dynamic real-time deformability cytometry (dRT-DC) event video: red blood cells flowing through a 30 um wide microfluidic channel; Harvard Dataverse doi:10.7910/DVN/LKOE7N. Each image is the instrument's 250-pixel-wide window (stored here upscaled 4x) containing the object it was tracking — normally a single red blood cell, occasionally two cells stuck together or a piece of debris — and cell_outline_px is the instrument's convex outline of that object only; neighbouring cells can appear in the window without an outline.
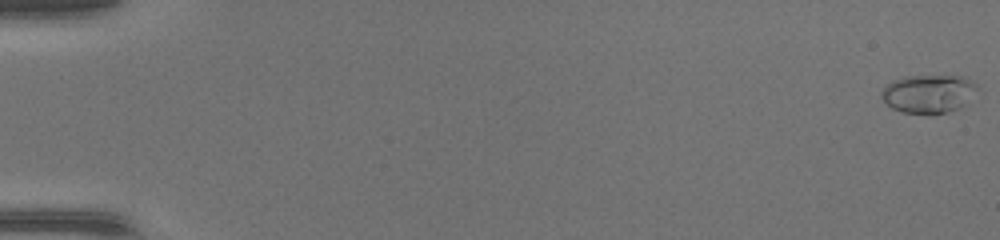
{"species": "common noctule bat (a hibernating species)", "species_latin": "Nyctalus noctula", "temperature_condition": "warm", "stored_images_in_passage": 48, "camera_frame_rate_fps": 3000, "um_per_image_px": 0.085, "animal": {"sex": "female", "body_mass_g": 17.0, "forearm_length_mm": 48.0}, "frame": {"image": 1, "passage_image": 1, "time_ms": 0.0, "image_size_px": [1000, 240], "cell_outline_px": [[976, 88], [968, 104], [960, 108], [948, 112], [928, 116], [900, 112], [892, 108], [880, 96], [880, 92], [884, 84], [892, 80], [904, 76], [968, 76], [976, 84]], "centroid_in_image_um": [78.9, 7.99], "position_along_channel_um": 6.1, "area_um2": 22.14}}
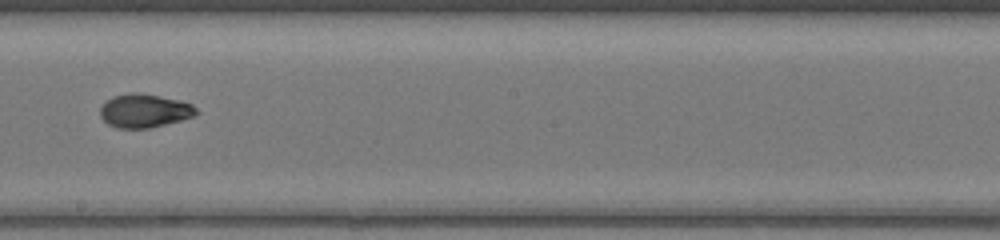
{"frame": {"image": 2, "passage_image": 29, "time_ms": 9.333, "image_size_px": [1000, 240], "cell_outline_px": [[200, 112], [196, 116], [148, 128], [116, 128], [108, 124], [100, 116], [100, 108], [112, 96], [132, 92], [140, 92], [180, 100], [192, 104]], "centroid_in_image_um": [12.29, 9.4], "position_along_channel_um": 235.9, "area_um2": 18.84}}
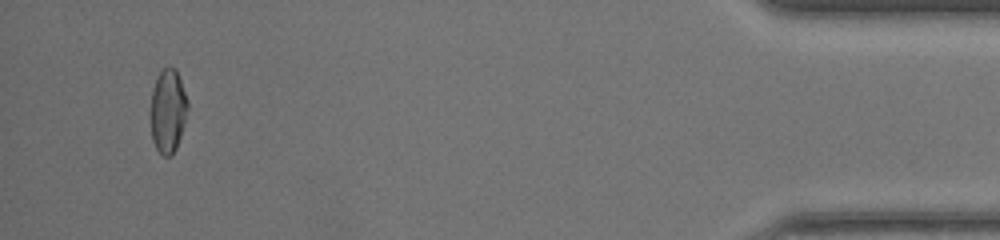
{"frame": {"image": 3, "passage_image": 46, "time_ms": 15.0, "image_size_px": [1000, 240], "cell_outline_px": [[188, 108], [180, 136], [176, 148], [168, 156], [164, 156], [156, 148], [152, 140], [152, 88], [156, 76], [164, 68], [176, 68], [188, 100]], "centroid_in_image_um": [14.28, 9.39], "position_along_channel_um": 420.9, "area_um2": 17.69}}